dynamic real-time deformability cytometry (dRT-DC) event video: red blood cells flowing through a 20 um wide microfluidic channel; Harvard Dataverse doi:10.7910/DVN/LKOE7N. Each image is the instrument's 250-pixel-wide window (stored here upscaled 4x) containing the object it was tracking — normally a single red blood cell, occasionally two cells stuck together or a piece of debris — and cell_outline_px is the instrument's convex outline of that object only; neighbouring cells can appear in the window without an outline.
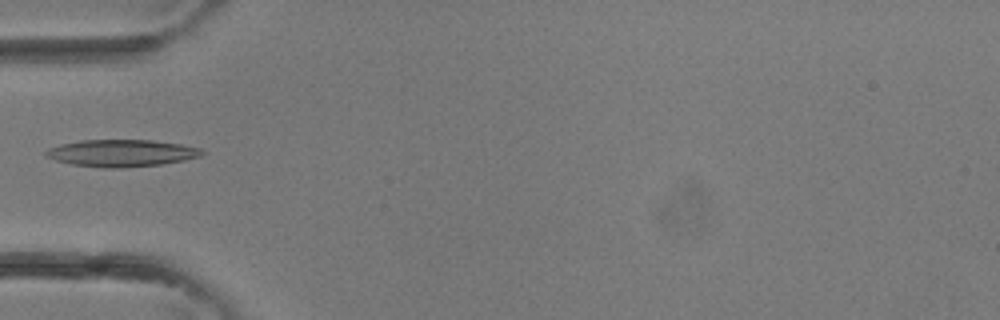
{"species": "common noctule bat (a hibernating species)", "species_latin": "Nyctalus noctula", "temperature_condition": "room temperature", "stored_images_in_passage": 1, "camera_frame_rate_fps": 3000, "um_per_image_px": 0.085, "animal": {"sex": "female"}, "frame": {"image": 1, "passage_image": 1, "time_ms": 0.0, "image_size_px": [1000, 320], "cell_outline_px": [[204, 152], [200, 156], [184, 160], [160, 164], [120, 168], [100, 168], [72, 164], [56, 160], [44, 156], [44, 152], [48, 148], [60, 144], [80, 140], [152, 140], [180, 144], [200, 148]], "centroid_in_image_um": [10.28, 13.01], "position_along_channel_um": 74.7, "area_um2": 24.57}}